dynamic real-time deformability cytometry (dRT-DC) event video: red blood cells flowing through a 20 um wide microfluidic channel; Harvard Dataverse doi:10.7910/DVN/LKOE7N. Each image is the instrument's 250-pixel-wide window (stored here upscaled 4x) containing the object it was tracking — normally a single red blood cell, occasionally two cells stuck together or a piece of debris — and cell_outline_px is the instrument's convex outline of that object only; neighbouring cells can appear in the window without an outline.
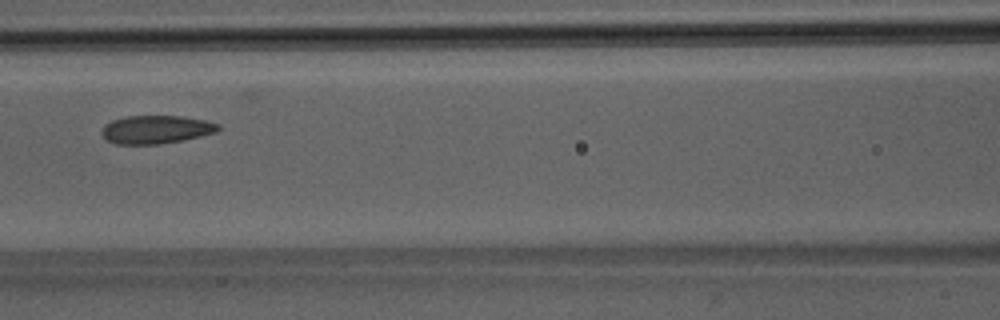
{"species": "Egyptian fruit bat (a non-hibernating species)", "species_latin": "Rousettus aegyptiacus", "temperature_condition": "room temperature", "stored_images_in_passage": 5, "camera_frame_rate_fps": 3000, "um_per_image_px": 0.085, "animal": {"sex": "male"}, "frame": {"image": 1, "passage_image": 5, "time_ms": 5.333, "image_size_px": [1000, 320], "cell_outline_px": [[220, 128], [216, 132], [200, 136], [160, 144], [116, 144], [108, 140], [104, 136], [104, 124], [112, 120], [128, 116], [180, 116], [204, 120], [220, 124]], "centroid_in_image_um": [13.29, 11.0], "position_along_channel_um": 153.3, "area_um2": 18.84}}